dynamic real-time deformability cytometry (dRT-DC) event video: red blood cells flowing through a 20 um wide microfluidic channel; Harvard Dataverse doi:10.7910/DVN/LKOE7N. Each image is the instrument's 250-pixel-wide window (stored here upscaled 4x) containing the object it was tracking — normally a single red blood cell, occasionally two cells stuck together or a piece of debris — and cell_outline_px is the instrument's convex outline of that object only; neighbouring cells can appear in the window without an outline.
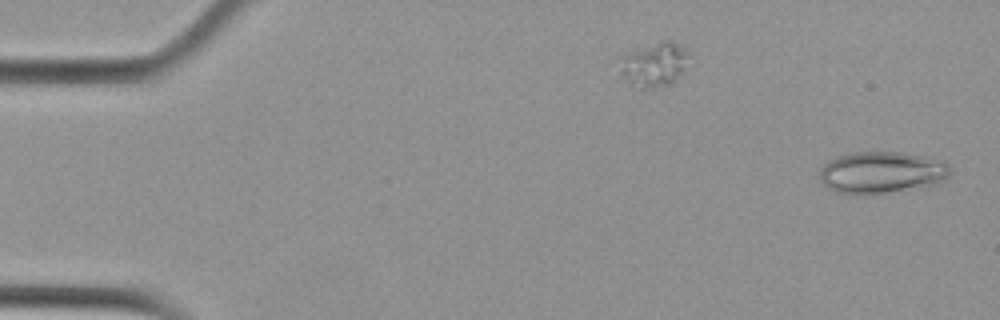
{"species": "Egyptian fruit bat (a non-hibernating species)", "species_latin": "Rousettus aegyptiacus", "temperature_condition": "cold", "stored_images_in_passage": 54, "camera_frame_rate_fps": 3000, "um_per_image_px": 0.085, "animal": {"sex": "female"}, "frame": {"image": 1, "passage_image": 1, "time_ms": 0.0, "image_size_px": [1000, 320], "cell_outline_px": [[952, 172], [948, 176], [932, 184], [864, 196], [860, 196], [836, 192], [828, 188], [820, 180], [820, 168], [828, 160], [836, 156], [848, 152], [900, 152], [924, 156], [944, 160], [948, 164]], "centroid_in_image_um": [74.87, 14.65], "position_along_channel_um": 10.1, "area_um2": 31.96}}
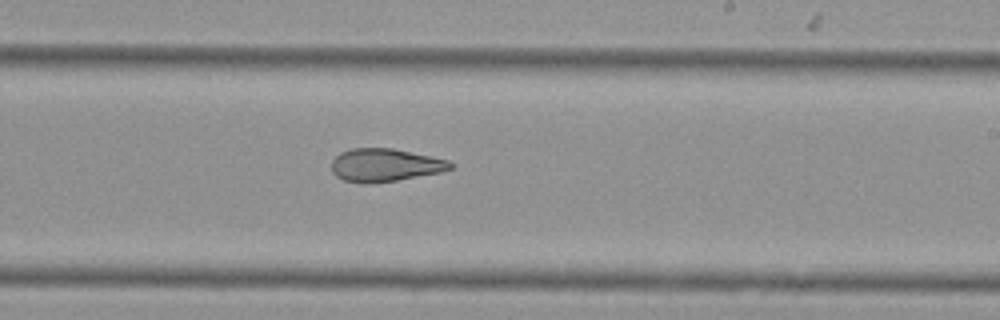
{"frame": {"image": 2, "passage_image": 32, "time_ms": 10.333, "image_size_px": [1000, 320], "cell_outline_px": [[452, 168], [440, 172], [396, 180], [360, 184], [344, 180], [336, 176], [332, 172], [332, 160], [340, 152], [352, 148], [392, 148], [448, 160], [452, 164]], "centroid_in_image_um": [32.67, 14.03], "position_along_channel_um": 256.3, "area_um2": 22.6}}
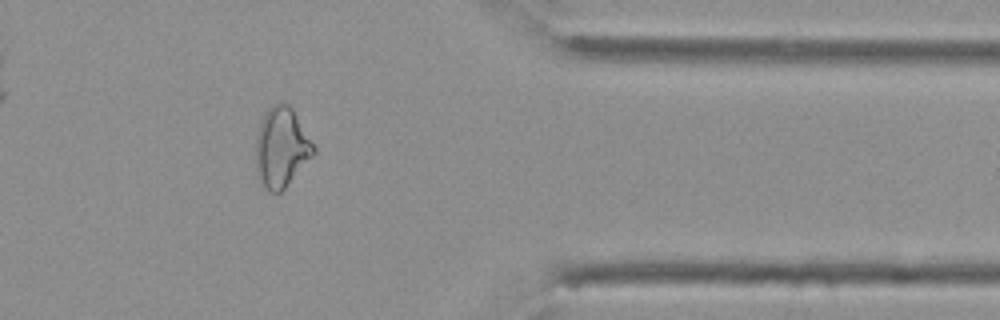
{"frame": {"image": 3, "passage_image": 44, "time_ms": 14.333, "image_size_px": [1000, 320], "cell_outline_px": [[316, 152], [284, 188], [280, 192], [268, 192], [260, 188], [256, 176], [256, 136], [260, 120], [264, 112], [272, 104], [280, 100], [284, 100], [292, 108], [316, 148]], "centroid_in_image_um": [23.87, 12.52], "position_along_channel_um": 387.5, "area_um2": 27.4}, "authors_computed_cell_mechanics": {"area_um2": 27.2527, "velocity_mm_per_s": 3.6891, "shape_relaxation_time_tau1_ms": null, "shape_relaxation_time_tau2_ms": 3.9356, "deformation_change_tau1": null, "deformation_change_tau2": 0.1238}}